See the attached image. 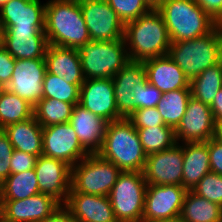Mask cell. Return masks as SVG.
<instances>
[{
  "mask_svg": "<svg viewBox=\"0 0 222 222\" xmlns=\"http://www.w3.org/2000/svg\"><path fill=\"white\" fill-rule=\"evenodd\" d=\"M124 41L128 57L133 62L166 55L171 45L165 21L157 9L125 24Z\"/></svg>",
  "mask_w": 222,
  "mask_h": 222,
  "instance_id": "cell-1",
  "label": "cell"
},
{
  "mask_svg": "<svg viewBox=\"0 0 222 222\" xmlns=\"http://www.w3.org/2000/svg\"><path fill=\"white\" fill-rule=\"evenodd\" d=\"M45 34L49 45L79 49L90 42L79 0H48Z\"/></svg>",
  "mask_w": 222,
  "mask_h": 222,
  "instance_id": "cell-2",
  "label": "cell"
},
{
  "mask_svg": "<svg viewBox=\"0 0 222 222\" xmlns=\"http://www.w3.org/2000/svg\"><path fill=\"white\" fill-rule=\"evenodd\" d=\"M122 172H143L147 154L136 128L127 118L109 122L103 145L97 153Z\"/></svg>",
  "mask_w": 222,
  "mask_h": 222,
  "instance_id": "cell-3",
  "label": "cell"
},
{
  "mask_svg": "<svg viewBox=\"0 0 222 222\" xmlns=\"http://www.w3.org/2000/svg\"><path fill=\"white\" fill-rule=\"evenodd\" d=\"M167 55L191 80L222 61V32L214 27L203 36L173 42Z\"/></svg>",
  "mask_w": 222,
  "mask_h": 222,
  "instance_id": "cell-4",
  "label": "cell"
},
{
  "mask_svg": "<svg viewBox=\"0 0 222 222\" xmlns=\"http://www.w3.org/2000/svg\"><path fill=\"white\" fill-rule=\"evenodd\" d=\"M157 10L165 21L171 43L203 36L215 27L214 19L195 0H165Z\"/></svg>",
  "mask_w": 222,
  "mask_h": 222,
  "instance_id": "cell-5",
  "label": "cell"
},
{
  "mask_svg": "<svg viewBox=\"0 0 222 222\" xmlns=\"http://www.w3.org/2000/svg\"><path fill=\"white\" fill-rule=\"evenodd\" d=\"M78 51L85 79H112L130 61L124 38L91 40Z\"/></svg>",
  "mask_w": 222,
  "mask_h": 222,
  "instance_id": "cell-6",
  "label": "cell"
},
{
  "mask_svg": "<svg viewBox=\"0 0 222 222\" xmlns=\"http://www.w3.org/2000/svg\"><path fill=\"white\" fill-rule=\"evenodd\" d=\"M122 171L99 154H89L71 167V190L83 194L109 196Z\"/></svg>",
  "mask_w": 222,
  "mask_h": 222,
  "instance_id": "cell-7",
  "label": "cell"
},
{
  "mask_svg": "<svg viewBox=\"0 0 222 222\" xmlns=\"http://www.w3.org/2000/svg\"><path fill=\"white\" fill-rule=\"evenodd\" d=\"M147 182L143 172H122L109 199L118 222H143Z\"/></svg>",
  "mask_w": 222,
  "mask_h": 222,
  "instance_id": "cell-8",
  "label": "cell"
},
{
  "mask_svg": "<svg viewBox=\"0 0 222 222\" xmlns=\"http://www.w3.org/2000/svg\"><path fill=\"white\" fill-rule=\"evenodd\" d=\"M79 3L90 40L124 38L125 24L106 0H79Z\"/></svg>",
  "mask_w": 222,
  "mask_h": 222,
  "instance_id": "cell-9",
  "label": "cell"
},
{
  "mask_svg": "<svg viewBox=\"0 0 222 222\" xmlns=\"http://www.w3.org/2000/svg\"><path fill=\"white\" fill-rule=\"evenodd\" d=\"M42 137V154L64 161L71 167L89 155L69 122L43 127Z\"/></svg>",
  "mask_w": 222,
  "mask_h": 222,
  "instance_id": "cell-10",
  "label": "cell"
},
{
  "mask_svg": "<svg viewBox=\"0 0 222 222\" xmlns=\"http://www.w3.org/2000/svg\"><path fill=\"white\" fill-rule=\"evenodd\" d=\"M182 174L183 143L147 155L143 175L148 185L182 186Z\"/></svg>",
  "mask_w": 222,
  "mask_h": 222,
  "instance_id": "cell-11",
  "label": "cell"
},
{
  "mask_svg": "<svg viewBox=\"0 0 222 222\" xmlns=\"http://www.w3.org/2000/svg\"><path fill=\"white\" fill-rule=\"evenodd\" d=\"M45 59H15L7 90L25 99L33 107L43 98Z\"/></svg>",
  "mask_w": 222,
  "mask_h": 222,
  "instance_id": "cell-12",
  "label": "cell"
},
{
  "mask_svg": "<svg viewBox=\"0 0 222 222\" xmlns=\"http://www.w3.org/2000/svg\"><path fill=\"white\" fill-rule=\"evenodd\" d=\"M187 191L179 185H148L143 222L180 216Z\"/></svg>",
  "mask_w": 222,
  "mask_h": 222,
  "instance_id": "cell-13",
  "label": "cell"
},
{
  "mask_svg": "<svg viewBox=\"0 0 222 222\" xmlns=\"http://www.w3.org/2000/svg\"><path fill=\"white\" fill-rule=\"evenodd\" d=\"M34 170L40 193L50 195L64 205L71 190V166L42 154L37 158Z\"/></svg>",
  "mask_w": 222,
  "mask_h": 222,
  "instance_id": "cell-14",
  "label": "cell"
},
{
  "mask_svg": "<svg viewBox=\"0 0 222 222\" xmlns=\"http://www.w3.org/2000/svg\"><path fill=\"white\" fill-rule=\"evenodd\" d=\"M215 120L210 106L191 97L180 124L175 129L177 143L206 142L214 137Z\"/></svg>",
  "mask_w": 222,
  "mask_h": 222,
  "instance_id": "cell-15",
  "label": "cell"
},
{
  "mask_svg": "<svg viewBox=\"0 0 222 222\" xmlns=\"http://www.w3.org/2000/svg\"><path fill=\"white\" fill-rule=\"evenodd\" d=\"M79 104L107 122L122 118L116 106L111 78L85 79L80 87Z\"/></svg>",
  "mask_w": 222,
  "mask_h": 222,
  "instance_id": "cell-16",
  "label": "cell"
},
{
  "mask_svg": "<svg viewBox=\"0 0 222 222\" xmlns=\"http://www.w3.org/2000/svg\"><path fill=\"white\" fill-rule=\"evenodd\" d=\"M3 47L14 59H44L48 47L45 28H1Z\"/></svg>",
  "mask_w": 222,
  "mask_h": 222,
  "instance_id": "cell-17",
  "label": "cell"
},
{
  "mask_svg": "<svg viewBox=\"0 0 222 222\" xmlns=\"http://www.w3.org/2000/svg\"><path fill=\"white\" fill-rule=\"evenodd\" d=\"M61 206L53 197L42 193L23 200H0V212L12 222H41Z\"/></svg>",
  "mask_w": 222,
  "mask_h": 222,
  "instance_id": "cell-18",
  "label": "cell"
},
{
  "mask_svg": "<svg viewBox=\"0 0 222 222\" xmlns=\"http://www.w3.org/2000/svg\"><path fill=\"white\" fill-rule=\"evenodd\" d=\"M63 206L77 222H118L108 196L70 192Z\"/></svg>",
  "mask_w": 222,
  "mask_h": 222,
  "instance_id": "cell-19",
  "label": "cell"
},
{
  "mask_svg": "<svg viewBox=\"0 0 222 222\" xmlns=\"http://www.w3.org/2000/svg\"><path fill=\"white\" fill-rule=\"evenodd\" d=\"M45 7L40 0H11L0 9V28H45Z\"/></svg>",
  "mask_w": 222,
  "mask_h": 222,
  "instance_id": "cell-20",
  "label": "cell"
},
{
  "mask_svg": "<svg viewBox=\"0 0 222 222\" xmlns=\"http://www.w3.org/2000/svg\"><path fill=\"white\" fill-rule=\"evenodd\" d=\"M112 80L118 113L122 118H128L136 110L132 89L147 82L143 62L129 61Z\"/></svg>",
  "mask_w": 222,
  "mask_h": 222,
  "instance_id": "cell-21",
  "label": "cell"
},
{
  "mask_svg": "<svg viewBox=\"0 0 222 222\" xmlns=\"http://www.w3.org/2000/svg\"><path fill=\"white\" fill-rule=\"evenodd\" d=\"M69 123L77 134L82 147L89 154H96L100 151L109 122L78 103L73 108Z\"/></svg>",
  "mask_w": 222,
  "mask_h": 222,
  "instance_id": "cell-22",
  "label": "cell"
},
{
  "mask_svg": "<svg viewBox=\"0 0 222 222\" xmlns=\"http://www.w3.org/2000/svg\"><path fill=\"white\" fill-rule=\"evenodd\" d=\"M147 82L162 93L190 88V80L179 66L166 54L143 62Z\"/></svg>",
  "mask_w": 222,
  "mask_h": 222,
  "instance_id": "cell-23",
  "label": "cell"
},
{
  "mask_svg": "<svg viewBox=\"0 0 222 222\" xmlns=\"http://www.w3.org/2000/svg\"><path fill=\"white\" fill-rule=\"evenodd\" d=\"M46 71L65 82L82 85L85 81L78 49L48 45L45 53Z\"/></svg>",
  "mask_w": 222,
  "mask_h": 222,
  "instance_id": "cell-24",
  "label": "cell"
},
{
  "mask_svg": "<svg viewBox=\"0 0 222 222\" xmlns=\"http://www.w3.org/2000/svg\"><path fill=\"white\" fill-rule=\"evenodd\" d=\"M210 171L208 144L206 142H184L182 186L187 190H192Z\"/></svg>",
  "mask_w": 222,
  "mask_h": 222,
  "instance_id": "cell-25",
  "label": "cell"
},
{
  "mask_svg": "<svg viewBox=\"0 0 222 222\" xmlns=\"http://www.w3.org/2000/svg\"><path fill=\"white\" fill-rule=\"evenodd\" d=\"M42 128L33 115L24 121L7 125L3 131L15 150L39 157L43 148Z\"/></svg>",
  "mask_w": 222,
  "mask_h": 222,
  "instance_id": "cell-26",
  "label": "cell"
},
{
  "mask_svg": "<svg viewBox=\"0 0 222 222\" xmlns=\"http://www.w3.org/2000/svg\"><path fill=\"white\" fill-rule=\"evenodd\" d=\"M180 217L184 222H222V207L188 190Z\"/></svg>",
  "mask_w": 222,
  "mask_h": 222,
  "instance_id": "cell-27",
  "label": "cell"
},
{
  "mask_svg": "<svg viewBox=\"0 0 222 222\" xmlns=\"http://www.w3.org/2000/svg\"><path fill=\"white\" fill-rule=\"evenodd\" d=\"M39 193L34 169L10 174L0 186V200H23Z\"/></svg>",
  "mask_w": 222,
  "mask_h": 222,
  "instance_id": "cell-28",
  "label": "cell"
},
{
  "mask_svg": "<svg viewBox=\"0 0 222 222\" xmlns=\"http://www.w3.org/2000/svg\"><path fill=\"white\" fill-rule=\"evenodd\" d=\"M190 98V88H182L162 93L161 99L156 107L165 125L174 129L177 128L186 112Z\"/></svg>",
  "mask_w": 222,
  "mask_h": 222,
  "instance_id": "cell-29",
  "label": "cell"
},
{
  "mask_svg": "<svg viewBox=\"0 0 222 222\" xmlns=\"http://www.w3.org/2000/svg\"><path fill=\"white\" fill-rule=\"evenodd\" d=\"M222 88V61L190 80L191 97L210 106Z\"/></svg>",
  "mask_w": 222,
  "mask_h": 222,
  "instance_id": "cell-30",
  "label": "cell"
},
{
  "mask_svg": "<svg viewBox=\"0 0 222 222\" xmlns=\"http://www.w3.org/2000/svg\"><path fill=\"white\" fill-rule=\"evenodd\" d=\"M76 104L51 98H41L34 106L33 115L42 127L68 123Z\"/></svg>",
  "mask_w": 222,
  "mask_h": 222,
  "instance_id": "cell-31",
  "label": "cell"
},
{
  "mask_svg": "<svg viewBox=\"0 0 222 222\" xmlns=\"http://www.w3.org/2000/svg\"><path fill=\"white\" fill-rule=\"evenodd\" d=\"M34 107L9 90L0 98V129L33 116Z\"/></svg>",
  "mask_w": 222,
  "mask_h": 222,
  "instance_id": "cell-32",
  "label": "cell"
},
{
  "mask_svg": "<svg viewBox=\"0 0 222 222\" xmlns=\"http://www.w3.org/2000/svg\"><path fill=\"white\" fill-rule=\"evenodd\" d=\"M136 130L147 155L164 151L177 143L175 129L168 125L136 128Z\"/></svg>",
  "mask_w": 222,
  "mask_h": 222,
  "instance_id": "cell-33",
  "label": "cell"
},
{
  "mask_svg": "<svg viewBox=\"0 0 222 222\" xmlns=\"http://www.w3.org/2000/svg\"><path fill=\"white\" fill-rule=\"evenodd\" d=\"M80 87L81 85L69 84L63 78L46 72L43 80V98L78 104L80 101Z\"/></svg>",
  "mask_w": 222,
  "mask_h": 222,
  "instance_id": "cell-34",
  "label": "cell"
},
{
  "mask_svg": "<svg viewBox=\"0 0 222 222\" xmlns=\"http://www.w3.org/2000/svg\"><path fill=\"white\" fill-rule=\"evenodd\" d=\"M110 7L117 13L120 20L127 24L147 13L151 8L144 0H106Z\"/></svg>",
  "mask_w": 222,
  "mask_h": 222,
  "instance_id": "cell-35",
  "label": "cell"
},
{
  "mask_svg": "<svg viewBox=\"0 0 222 222\" xmlns=\"http://www.w3.org/2000/svg\"><path fill=\"white\" fill-rule=\"evenodd\" d=\"M194 193L222 207V175L208 172L192 189Z\"/></svg>",
  "mask_w": 222,
  "mask_h": 222,
  "instance_id": "cell-36",
  "label": "cell"
},
{
  "mask_svg": "<svg viewBox=\"0 0 222 222\" xmlns=\"http://www.w3.org/2000/svg\"><path fill=\"white\" fill-rule=\"evenodd\" d=\"M132 92L135 94L133 102L136 109L156 107L162 96V92L148 82L136 85Z\"/></svg>",
  "mask_w": 222,
  "mask_h": 222,
  "instance_id": "cell-37",
  "label": "cell"
},
{
  "mask_svg": "<svg viewBox=\"0 0 222 222\" xmlns=\"http://www.w3.org/2000/svg\"><path fill=\"white\" fill-rule=\"evenodd\" d=\"M127 119L135 128L165 126L157 107L136 109Z\"/></svg>",
  "mask_w": 222,
  "mask_h": 222,
  "instance_id": "cell-38",
  "label": "cell"
},
{
  "mask_svg": "<svg viewBox=\"0 0 222 222\" xmlns=\"http://www.w3.org/2000/svg\"><path fill=\"white\" fill-rule=\"evenodd\" d=\"M14 147L8 135L0 129V186L1 183L10 175V165Z\"/></svg>",
  "mask_w": 222,
  "mask_h": 222,
  "instance_id": "cell-39",
  "label": "cell"
},
{
  "mask_svg": "<svg viewBox=\"0 0 222 222\" xmlns=\"http://www.w3.org/2000/svg\"><path fill=\"white\" fill-rule=\"evenodd\" d=\"M38 156L21 152L18 150L13 151L10 174L24 172L30 169H34Z\"/></svg>",
  "mask_w": 222,
  "mask_h": 222,
  "instance_id": "cell-40",
  "label": "cell"
},
{
  "mask_svg": "<svg viewBox=\"0 0 222 222\" xmlns=\"http://www.w3.org/2000/svg\"><path fill=\"white\" fill-rule=\"evenodd\" d=\"M206 143L208 144L211 171L222 175V142L211 138Z\"/></svg>",
  "mask_w": 222,
  "mask_h": 222,
  "instance_id": "cell-41",
  "label": "cell"
},
{
  "mask_svg": "<svg viewBox=\"0 0 222 222\" xmlns=\"http://www.w3.org/2000/svg\"><path fill=\"white\" fill-rule=\"evenodd\" d=\"M15 59L9 52L3 48L0 51V81L6 86L10 82L12 73L14 71Z\"/></svg>",
  "mask_w": 222,
  "mask_h": 222,
  "instance_id": "cell-42",
  "label": "cell"
},
{
  "mask_svg": "<svg viewBox=\"0 0 222 222\" xmlns=\"http://www.w3.org/2000/svg\"><path fill=\"white\" fill-rule=\"evenodd\" d=\"M195 2L214 20L222 13V0H195Z\"/></svg>",
  "mask_w": 222,
  "mask_h": 222,
  "instance_id": "cell-43",
  "label": "cell"
},
{
  "mask_svg": "<svg viewBox=\"0 0 222 222\" xmlns=\"http://www.w3.org/2000/svg\"><path fill=\"white\" fill-rule=\"evenodd\" d=\"M41 222H77L71 213L62 205L50 217H47Z\"/></svg>",
  "mask_w": 222,
  "mask_h": 222,
  "instance_id": "cell-44",
  "label": "cell"
},
{
  "mask_svg": "<svg viewBox=\"0 0 222 222\" xmlns=\"http://www.w3.org/2000/svg\"><path fill=\"white\" fill-rule=\"evenodd\" d=\"M210 109L212 111L215 122L222 119V88L214 97L213 102L210 105Z\"/></svg>",
  "mask_w": 222,
  "mask_h": 222,
  "instance_id": "cell-45",
  "label": "cell"
},
{
  "mask_svg": "<svg viewBox=\"0 0 222 222\" xmlns=\"http://www.w3.org/2000/svg\"><path fill=\"white\" fill-rule=\"evenodd\" d=\"M213 138L222 142V119L215 122V133Z\"/></svg>",
  "mask_w": 222,
  "mask_h": 222,
  "instance_id": "cell-46",
  "label": "cell"
},
{
  "mask_svg": "<svg viewBox=\"0 0 222 222\" xmlns=\"http://www.w3.org/2000/svg\"><path fill=\"white\" fill-rule=\"evenodd\" d=\"M151 9H157L165 0H144Z\"/></svg>",
  "mask_w": 222,
  "mask_h": 222,
  "instance_id": "cell-47",
  "label": "cell"
},
{
  "mask_svg": "<svg viewBox=\"0 0 222 222\" xmlns=\"http://www.w3.org/2000/svg\"><path fill=\"white\" fill-rule=\"evenodd\" d=\"M151 222H184L180 216L169 218V219H159Z\"/></svg>",
  "mask_w": 222,
  "mask_h": 222,
  "instance_id": "cell-48",
  "label": "cell"
},
{
  "mask_svg": "<svg viewBox=\"0 0 222 222\" xmlns=\"http://www.w3.org/2000/svg\"><path fill=\"white\" fill-rule=\"evenodd\" d=\"M214 21L215 27L222 32V13Z\"/></svg>",
  "mask_w": 222,
  "mask_h": 222,
  "instance_id": "cell-49",
  "label": "cell"
},
{
  "mask_svg": "<svg viewBox=\"0 0 222 222\" xmlns=\"http://www.w3.org/2000/svg\"><path fill=\"white\" fill-rule=\"evenodd\" d=\"M6 90H7V86L3 82L0 81V98L5 93Z\"/></svg>",
  "mask_w": 222,
  "mask_h": 222,
  "instance_id": "cell-50",
  "label": "cell"
},
{
  "mask_svg": "<svg viewBox=\"0 0 222 222\" xmlns=\"http://www.w3.org/2000/svg\"><path fill=\"white\" fill-rule=\"evenodd\" d=\"M0 222H12L3 213L0 212Z\"/></svg>",
  "mask_w": 222,
  "mask_h": 222,
  "instance_id": "cell-51",
  "label": "cell"
},
{
  "mask_svg": "<svg viewBox=\"0 0 222 222\" xmlns=\"http://www.w3.org/2000/svg\"><path fill=\"white\" fill-rule=\"evenodd\" d=\"M3 38H2V34H0V51L3 49Z\"/></svg>",
  "mask_w": 222,
  "mask_h": 222,
  "instance_id": "cell-52",
  "label": "cell"
},
{
  "mask_svg": "<svg viewBox=\"0 0 222 222\" xmlns=\"http://www.w3.org/2000/svg\"><path fill=\"white\" fill-rule=\"evenodd\" d=\"M9 1H11V0H0V9L4 4H6Z\"/></svg>",
  "mask_w": 222,
  "mask_h": 222,
  "instance_id": "cell-53",
  "label": "cell"
}]
</instances>
